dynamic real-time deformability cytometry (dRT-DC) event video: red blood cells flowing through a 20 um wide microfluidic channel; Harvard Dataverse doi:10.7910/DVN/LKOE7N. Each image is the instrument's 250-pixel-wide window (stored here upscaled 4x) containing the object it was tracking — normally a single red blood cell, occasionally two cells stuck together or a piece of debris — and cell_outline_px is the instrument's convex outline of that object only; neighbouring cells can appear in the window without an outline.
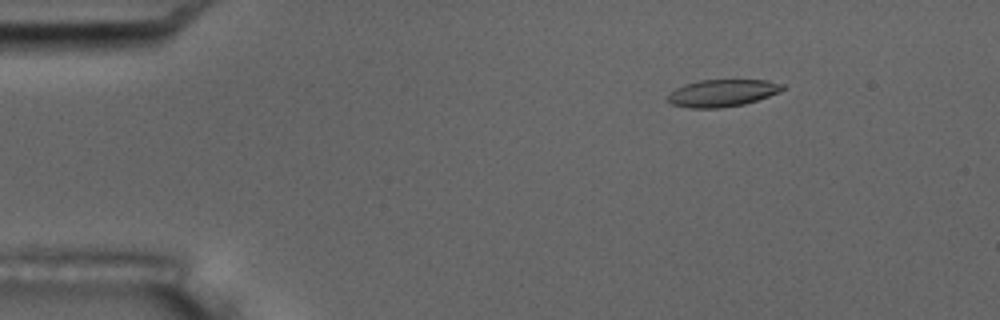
{"species": "common noctule bat (a hibernating species)", "species_latin": "Nyctalus noctula", "temperature_condition": "room temperature", "stored_images_in_passage": 6, "camera_frame_rate_fps": 3000, "um_per_image_px": 0.085, "animal": {"sex": "male", "body_mass_g": 17.5, "forearm_length_mm": 52.3}, "frame": {"image": 1, "passage_image": 2, "time_ms": 1.0, "image_size_px": [1000, 320], "cell_outline_px": [[788, 88], [780, 92], [744, 104], [720, 108], [688, 108], [672, 104], [668, 100], [668, 96], [676, 88], [684, 84], [700, 80], [768, 80], [784, 84]], "centroid_in_image_um": [61.44, 7.9], "position_along_channel_um": 23.6, "area_um2": 18.21}}
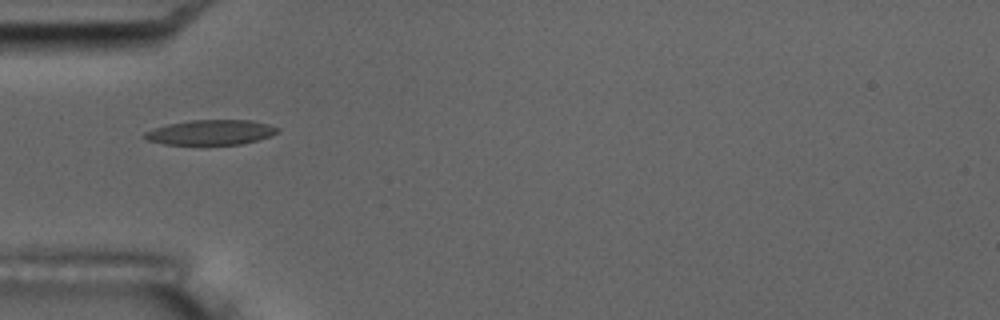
{"frame": {"image": 2, "passage_image": 5, "time_ms": 4.333, "image_size_px": [1000, 320], "cell_outline_px": [[280, 132], [272, 136], [240, 144], [164, 144], [148, 140], [144, 136], [144, 132], [152, 128], [168, 124], [188, 120], [252, 120], [268, 124], [280, 128]], "centroid_in_image_um": [17.94, 11.24], "position_along_channel_um": 67.1, "area_um2": 19.36}}